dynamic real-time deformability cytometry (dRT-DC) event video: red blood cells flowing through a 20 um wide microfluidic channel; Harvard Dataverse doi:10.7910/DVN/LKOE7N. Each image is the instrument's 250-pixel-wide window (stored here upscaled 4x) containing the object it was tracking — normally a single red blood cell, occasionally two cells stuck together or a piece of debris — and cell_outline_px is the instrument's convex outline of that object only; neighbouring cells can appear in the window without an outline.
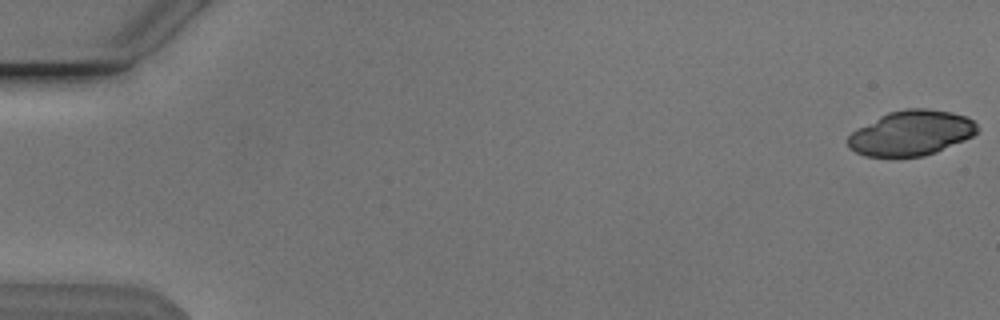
{"species": "Egyptian fruit bat (a non-hibernating species)", "species_latin": "Rousettus aegyptiacus", "temperature_condition": "cold", "stored_images_in_passage": 20, "camera_frame_rate_fps": 3000, "um_per_image_px": 0.085, "animal": {"sex": "male"}, "frame": {"image": 1, "passage_image": 1, "time_ms": 0.0, "image_size_px": [1000, 320], "cell_outline_px": [[976, 132], [972, 136], [964, 140], [936, 152], [924, 156], [864, 156], [856, 152], [848, 144], [848, 136], [852, 132], [880, 116], [888, 112], [904, 108], [928, 108], [952, 112], [964, 116], [972, 120], [976, 124]], "centroid_in_image_um": [77.46, 11.3], "position_along_channel_um": 7.5, "area_um2": 33.52}}